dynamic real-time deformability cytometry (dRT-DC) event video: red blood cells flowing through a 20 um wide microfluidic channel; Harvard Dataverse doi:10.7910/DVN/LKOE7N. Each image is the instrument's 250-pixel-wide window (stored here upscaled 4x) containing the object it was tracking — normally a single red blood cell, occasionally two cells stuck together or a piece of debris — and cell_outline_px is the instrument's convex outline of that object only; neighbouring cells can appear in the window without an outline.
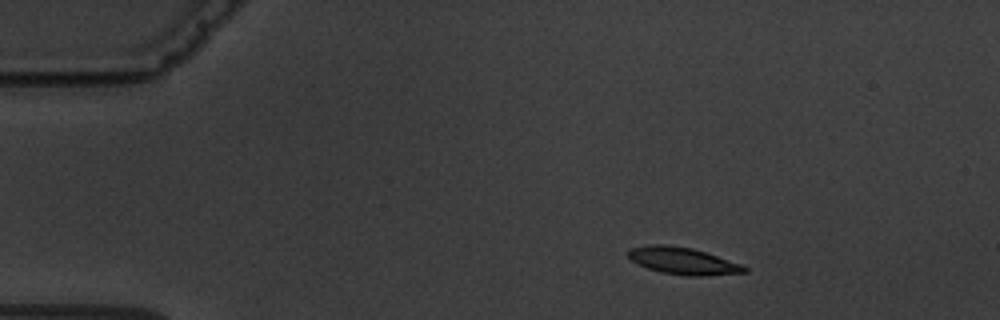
{"species": "common noctule bat (a hibernating species)", "species_latin": "Nyctalus noctula", "temperature_condition": "warm", "stored_images_in_passage": 4, "camera_frame_rate_fps": 3000, "um_per_image_px": 0.085, "animal": {"sex": "male", "body_mass_g": 19.5, "forearm_length_mm": 54.6}, "frame": {"image": 1, "passage_image": 2, "time_ms": 1.333, "image_size_px": [1000, 320], "cell_outline_px": [[748, 272], [704, 276], [688, 276], [660, 272], [648, 268], [632, 260], [628, 256], [628, 248], [648, 244], [664, 244], [692, 248], [740, 264], [748, 268]], "centroid_in_image_um": [58.02, 22.17], "position_along_channel_um": 27.0, "area_um2": 18.15}}